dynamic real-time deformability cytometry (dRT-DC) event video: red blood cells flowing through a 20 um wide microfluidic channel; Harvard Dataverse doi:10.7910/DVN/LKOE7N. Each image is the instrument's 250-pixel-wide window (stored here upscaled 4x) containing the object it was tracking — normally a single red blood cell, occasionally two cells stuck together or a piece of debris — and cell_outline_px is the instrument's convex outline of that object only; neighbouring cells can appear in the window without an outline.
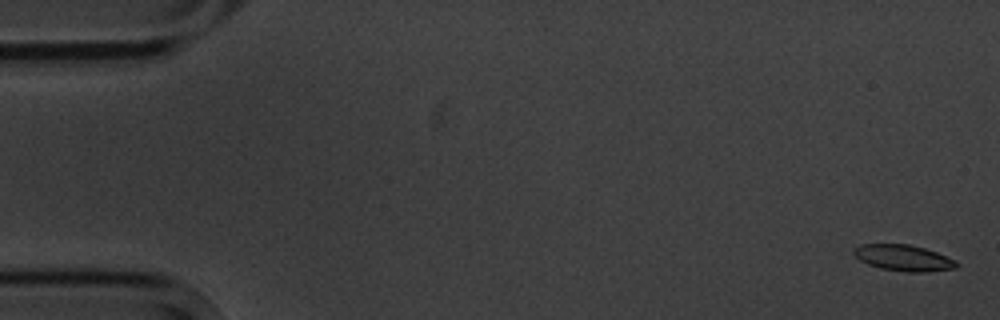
{"species": "common noctule bat (a hibernating species)", "species_latin": "Nyctalus noctula", "temperature_condition": "cold", "stored_images_in_passage": 6, "segment_of_instrument_passage": [1, 2], "camera_frame_rate_fps": 3000, "um_per_image_px": 0.085, "animal": {"sex": "male", "body_mass_g": 20.1, "forearm_length_mm": 53.5}, "frame": {"image": 1, "passage_image": 1, "time_ms": 0.0, "image_size_px": [1000, 320], "cell_outline_px": [[960, 264], [956, 268], [924, 272], [908, 272], [880, 268], [868, 264], [860, 260], [852, 252], [852, 248], [860, 244], [908, 244], [924, 248], [936, 252], [956, 260]], "centroid_in_image_um": [76.79, 21.91], "position_along_channel_um": 8.2, "area_um2": 15.66}}